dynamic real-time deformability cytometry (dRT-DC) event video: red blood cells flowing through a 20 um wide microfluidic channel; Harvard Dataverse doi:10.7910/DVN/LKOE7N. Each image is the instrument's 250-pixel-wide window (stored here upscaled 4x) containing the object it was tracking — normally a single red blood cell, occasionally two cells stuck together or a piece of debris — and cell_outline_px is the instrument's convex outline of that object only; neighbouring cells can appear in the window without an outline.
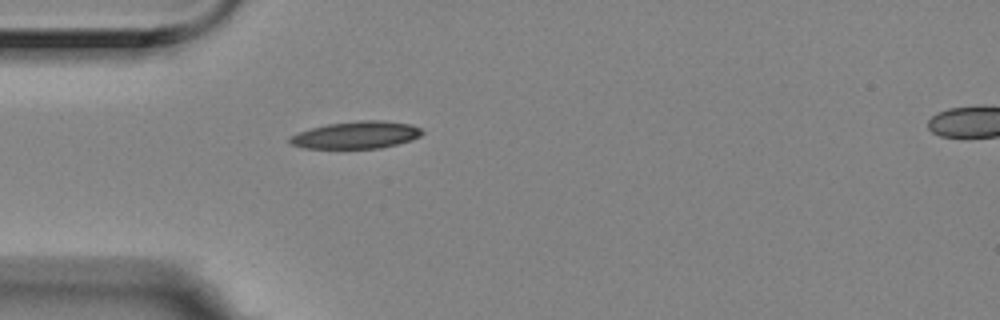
{"species": "Egyptian fruit bat (a non-hibernating species)", "species_latin": "Rousettus aegyptiacus", "temperature_condition": "room temperature", "stored_images_in_passage": 2, "segment_of_instrument_passage": [1, 2], "camera_frame_rate_fps": 3000, "um_per_image_px": 0.085, "animal": {"sex": "female"}, "frame": {"image": 1, "passage_image": 1, "time_ms": 0.0, "image_size_px": [1000, 320], "cell_outline_px": [[424, 132], [420, 136], [412, 140], [380, 148], [304, 148], [292, 144], [288, 140], [288, 136], [312, 128], [328, 124], [360, 120], [380, 120], [412, 124], [420, 128]], "centroid_in_image_um": [30.3, 11.47], "position_along_channel_um": 54.7, "area_um2": 20.92}}